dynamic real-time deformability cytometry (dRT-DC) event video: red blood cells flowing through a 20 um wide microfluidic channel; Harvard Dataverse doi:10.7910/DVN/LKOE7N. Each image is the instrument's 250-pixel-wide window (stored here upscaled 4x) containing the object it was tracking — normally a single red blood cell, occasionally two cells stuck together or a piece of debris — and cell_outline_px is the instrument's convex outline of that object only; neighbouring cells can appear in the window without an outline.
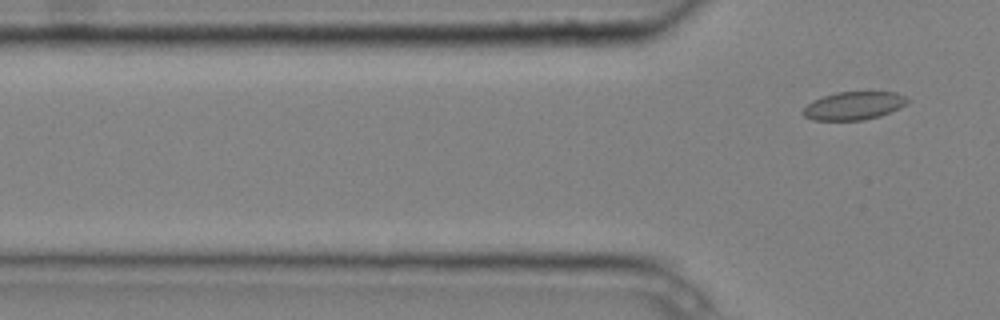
{"species": "common noctule bat (a hibernating species)", "species_latin": "Nyctalus noctula", "temperature_condition": "cold", "stored_images_in_passage": 6, "segment_of_instrument_passage": [2, 2], "camera_frame_rate_fps": 3000, "um_per_image_px": 0.085, "animal": {"sex": "male", "body_mass_g": 20.4}, "frame": {"image": 1, "passage_image": 6, "time_ms": 1.667, "image_size_px": [1000, 320], "cell_outline_px": [[908, 104], [900, 108], [880, 116], [864, 120], [812, 120], [804, 116], [800, 112], [812, 100], [836, 92], [896, 92], [904, 96], [908, 100]], "centroid_in_image_um": [72.56, 8.99], "position_along_channel_um": 53.2, "area_um2": 17.17}}